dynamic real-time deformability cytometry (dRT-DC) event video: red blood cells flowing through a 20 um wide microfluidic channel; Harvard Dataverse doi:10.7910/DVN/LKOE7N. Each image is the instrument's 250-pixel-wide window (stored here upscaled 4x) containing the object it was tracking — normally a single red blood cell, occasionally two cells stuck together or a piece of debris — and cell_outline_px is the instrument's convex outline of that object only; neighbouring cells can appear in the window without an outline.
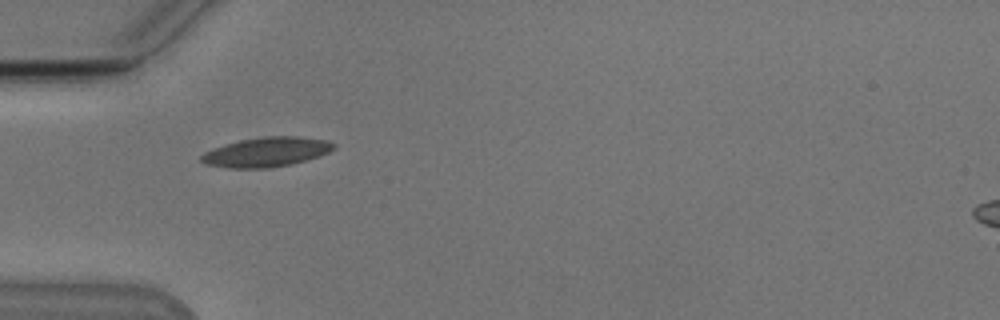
{"species": "Egyptian fruit bat (a non-hibernating species)", "species_latin": "Rousettus aegyptiacus", "temperature_condition": "cold", "stored_images_in_passage": 28, "camera_frame_rate_fps": 3000, "um_per_image_px": 0.085, "animal": {"sex": "male"}, "frame": {"image": 1, "passage_image": 1, "time_ms": 0.0, "image_size_px": [1000, 320], "cell_outline_px": [[336, 148], [320, 156], [292, 164], [268, 168], [228, 168], [204, 164], [200, 160], [200, 156], [204, 152], [212, 148], [224, 144], [240, 140], [264, 136], [300, 136], [328, 140], [336, 144]], "centroid_in_image_um": [22.65, 12.92], "position_along_channel_um": 62.4, "area_um2": 23.12}}
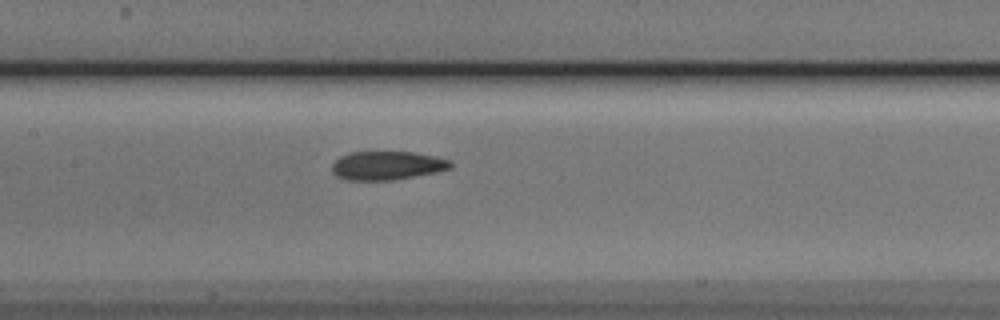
{"frame": {"image": 2, "passage_image": 10, "time_ms": 3.0, "image_size_px": [1000, 320], "cell_outline_px": [[452, 168], [436, 172], [392, 180], [344, 180], [336, 176], [332, 172], [332, 164], [340, 156], [348, 152], [412, 152], [436, 156], [448, 160], [452, 164]], "centroid_in_image_um": [32.87, 14.07], "position_along_channel_um": 174.5, "area_um2": 19.83}}
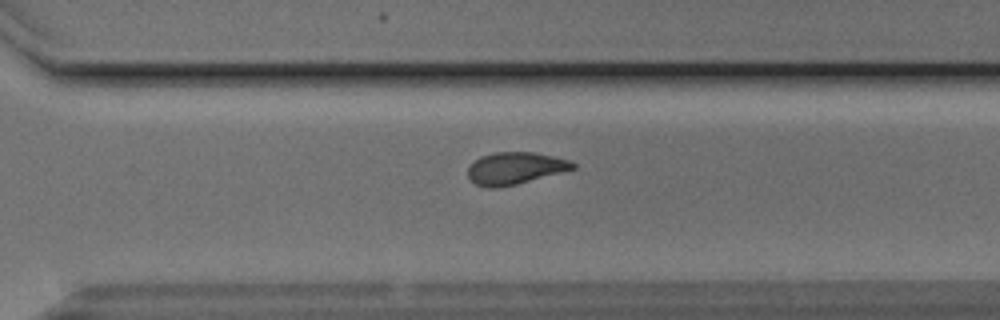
{"frame": {"image": 3, "passage_image": 22, "time_ms": 7.0, "image_size_px": [1000, 320], "cell_outline_px": [[576, 168], [516, 184], [496, 188], [488, 188], [476, 184], [468, 176], [468, 168], [480, 156], [496, 152], [532, 152], [552, 156], [568, 160], [576, 164]], "centroid_in_image_um": [43.77, 14.3], "position_along_channel_um": 326.8, "area_um2": 19.31}, "authors_computed_cell_mechanics": {"area_um2": 20.4323, "velocity_mm_per_s": 3.8205, "shape_relaxation_time_tau1_ms": null, "shape_relaxation_time_tau2_ms": 3.0965, "deformation_change_tau1": null, "deformation_change_tau2": 0.0656}}